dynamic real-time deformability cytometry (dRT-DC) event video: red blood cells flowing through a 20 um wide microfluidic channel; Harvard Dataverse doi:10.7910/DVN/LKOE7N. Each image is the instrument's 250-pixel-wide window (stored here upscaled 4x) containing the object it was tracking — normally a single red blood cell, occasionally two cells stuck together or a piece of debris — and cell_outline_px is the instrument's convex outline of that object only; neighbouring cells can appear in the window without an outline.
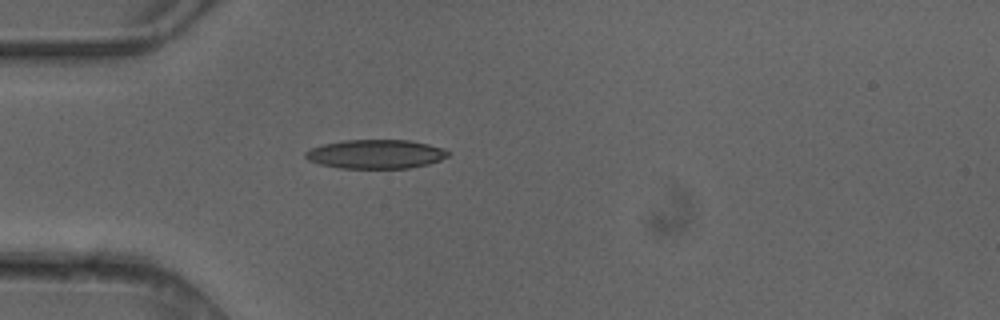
{"species": "common noctule bat (a hibernating species)", "species_latin": "Nyctalus noctula", "temperature_condition": "cold", "stored_images_in_passage": 5, "camera_frame_rate_fps": 3000, "um_per_image_px": 0.085, "animal": {"sex": "female"}, "frame": {"image": 1, "passage_image": 5, "time_ms": 1.333, "image_size_px": [1000, 320], "cell_outline_px": [[452, 152], [448, 156], [440, 160], [428, 164], [408, 168], [340, 168], [320, 164], [308, 160], [304, 156], [304, 152], [320, 144], [340, 140], [408, 140], [428, 144], [444, 148]], "centroid_in_image_um": [31.93, 13.09], "position_along_channel_um": 53.1, "area_um2": 24.28}}